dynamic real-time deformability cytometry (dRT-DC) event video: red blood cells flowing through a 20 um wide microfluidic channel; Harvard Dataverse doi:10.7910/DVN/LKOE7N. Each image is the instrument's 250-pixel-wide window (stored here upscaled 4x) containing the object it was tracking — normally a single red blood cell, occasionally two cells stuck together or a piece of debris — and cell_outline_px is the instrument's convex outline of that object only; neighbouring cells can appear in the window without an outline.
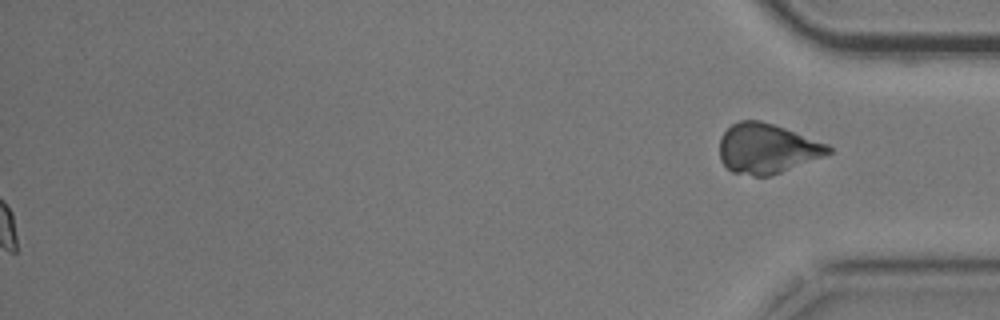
{"species": "common noctule bat (a hibernating species)", "species_latin": "Nyctalus noctula", "temperature_condition": "cold", "stored_images_in_passage": 52, "segment_of_instrument_passage": [2, 2], "camera_frame_rate_fps": 3000, "um_per_image_px": 0.085, "animal": {"sex": "male", "body_mass_g": 20.5, "forearm_length_mm": 52.5}, "frame": {"image": 1, "passage_image": 52, "time_ms": 17.0, "image_size_px": [1000, 320], "cell_outline_px": [[832, 152], [824, 156], [780, 172], [768, 176], [752, 176], [732, 172], [720, 160], [720, 136], [732, 124], [740, 120], [760, 120], [784, 128], [828, 144], [832, 148]], "centroid_in_image_um": [65.17, 12.62], "position_along_channel_um": 370.0, "area_um2": 31.39}}